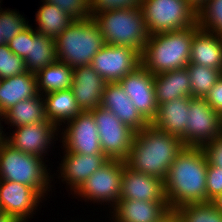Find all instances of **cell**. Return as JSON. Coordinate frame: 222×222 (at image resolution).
I'll return each instance as SVG.
<instances>
[{
	"label": "cell",
	"instance_id": "obj_19",
	"mask_svg": "<svg viewBox=\"0 0 222 222\" xmlns=\"http://www.w3.org/2000/svg\"><path fill=\"white\" fill-rule=\"evenodd\" d=\"M60 164L62 181L70 185V190L74 193L84 184V182L99 168L105 165L110 159L104 154H78L67 152Z\"/></svg>",
	"mask_w": 222,
	"mask_h": 222
},
{
	"label": "cell",
	"instance_id": "obj_33",
	"mask_svg": "<svg viewBox=\"0 0 222 222\" xmlns=\"http://www.w3.org/2000/svg\"><path fill=\"white\" fill-rule=\"evenodd\" d=\"M27 72L24 59L14 54L8 44L0 45V77L6 79Z\"/></svg>",
	"mask_w": 222,
	"mask_h": 222
},
{
	"label": "cell",
	"instance_id": "obj_23",
	"mask_svg": "<svg viewBox=\"0 0 222 222\" xmlns=\"http://www.w3.org/2000/svg\"><path fill=\"white\" fill-rule=\"evenodd\" d=\"M36 74L24 72L23 74L2 79L0 86V113L22 100L38 96Z\"/></svg>",
	"mask_w": 222,
	"mask_h": 222
},
{
	"label": "cell",
	"instance_id": "obj_32",
	"mask_svg": "<svg viewBox=\"0 0 222 222\" xmlns=\"http://www.w3.org/2000/svg\"><path fill=\"white\" fill-rule=\"evenodd\" d=\"M198 26L222 36V0H206L197 11Z\"/></svg>",
	"mask_w": 222,
	"mask_h": 222
},
{
	"label": "cell",
	"instance_id": "obj_5",
	"mask_svg": "<svg viewBox=\"0 0 222 222\" xmlns=\"http://www.w3.org/2000/svg\"><path fill=\"white\" fill-rule=\"evenodd\" d=\"M93 19L100 28L105 44L127 46L136 49L140 54L143 52L150 34L141 9L110 10L96 15Z\"/></svg>",
	"mask_w": 222,
	"mask_h": 222
},
{
	"label": "cell",
	"instance_id": "obj_25",
	"mask_svg": "<svg viewBox=\"0 0 222 222\" xmlns=\"http://www.w3.org/2000/svg\"><path fill=\"white\" fill-rule=\"evenodd\" d=\"M45 101V116L57 127L72 120L81 113L71 89L55 91L43 95Z\"/></svg>",
	"mask_w": 222,
	"mask_h": 222
},
{
	"label": "cell",
	"instance_id": "obj_39",
	"mask_svg": "<svg viewBox=\"0 0 222 222\" xmlns=\"http://www.w3.org/2000/svg\"><path fill=\"white\" fill-rule=\"evenodd\" d=\"M203 149L206 152L209 163L222 168V134L212 142L206 144Z\"/></svg>",
	"mask_w": 222,
	"mask_h": 222
},
{
	"label": "cell",
	"instance_id": "obj_31",
	"mask_svg": "<svg viewBox=\"0 0 222 222\" xmlns=\"http://www.w3.org/2000/svg\"><path fill=\"white\" fill-rule=\"evenodd\" d=\"M173 213L182 222H222V212L212 202L183 205Z\"/></svg>",
	"mask_w": 222,
	"mask_h": 222
},
{
	"label": "cell",
	"instance_id": "obj_36",
	"mask_svg": "<svg viewBox=\"0 0 222 222\" xmlns=\"http://www.w3.org/2000/svg\"><path fill=\"white\" fill-rule=\"evenodd\" d=\"M143 0H90V16L117 9L142 8Z\"/></svg>",
	"mask_w": 222,
	"mask_h": 222
},
{
	"label": "cell",
	"instance_id": "obj_35",
	"mask_svg": "<svg viewBox=\"0 0 222 222\" xmlns=\"http://www.w3.org/2000/svg\"><path fill=\"white\" fill-rule=\"evenodd\" d=\"M58 6L74 20H87L90 16V0H43Z\"/></svg>",
	"mask_w": 222,
	"mask_h": 222
},
{
	"label": "cell",
	"instance_id": "obj_42",
	"mask_svg": "<svg viewBox=\"0 0 222 222\" xmlns=\"http://www.w3.org/2000/svg\"><path fill=\"white\" fill-rule=\"evenodd\" d=\"M212 204L222 212V194L213 199Z\"/></svg>",
	"mask_w": 222,
	"mask_h": 222
},
{
	"label": "cell",
	"instance_id": "obj_12",
	"mask_svg": "<svg viewBox=\"0 0 222 222\" xmlns=\"http://www.w3.org/2000/svg\"><path fill=\"white\" fill-rule=\"evenodd\" d=\"M141 116L150 124L157 115L154 75L142 64L119 81Z\"/></svg>",
	"mask_w": 222,
	"mask_h": 222
},
{
	"label": "cell",
	"instance_id": "obj_18",
	"mask_svg": "<svg viewBox=\"0 0 222 222\" xmlns=\"http://www.w3.org/2000/svg\"><path fill=\"white\" fill-rule=\"evenodd\" d=\"M101 106L110 110L122 123L135 132L149 124L135 108L119 82L106 83Z\"/></svg>",
	"mask_w": 222,
	"mask_h": 222
},
{
	"label": "cell",
	"instance_id": "obj_20",
	"mask_svg": "<svg viewBox=\"0 0 222 222\" xmlns=\"http://www.w3.org/2000/svg\"><path fill=\"white\" fill-rule=\"evenodd\" d=\"M113 209L115 222H163L172 213L168 202L137 199L119 200Z\"/></svg>",
	"mask_w": 222,
	"mask_h": 222
},
{
	"label": "cell",
	"instance_id": "obj_6",
	"mask_svg": "<svg viewBox=\"0 0 222 222\" xmlns=\"http://www.w3.org/2000/svg\"><path fill=\"white\" fill-rule=\"evenodd\" d=\"M42 160L43 157L24 153L4 140L0 144V180L28 185L44 197L51 187V176Z\"/></svg>",
	"mask_w": 222,
	"mask_h": 222
},
{
	"label": "cell",
	"instance_id": "obj_2",
	"mask_svg": "<svg viewBox=\"0 0 222 222\" xmlns=\"http://www.w3.org/2000/svg\"><path fill=\"white\" fill-rule=\"evenodd\" d=\"M185 148L179 137L155 128L151 123L135 132L125 164L132 171L167 178L169 168L177 155Z\"/></svg>",
	"mask_w": 222,
	"mask_h": 222
},
{
	"label": "cell",
	"instance_id": "obj_1",
	"mask_svg": "<svg viewBox=\"0 0 222 222\" xmlns=\"http://www.w3.org/2000/svg\"><path fill=\"white\" fill-rule=\"evenodd\" d=\"M208 158L202 147H185L174 159L164 181L169 209L207 202Z\"/></svg>",
	"mask_w": 222,
	"mask_h": 222
},
{
	"label": "cell",
	"instance_id": "obj_3",
	"mask_svg": "<svg viewBox=\"0 0 222 222\" xmlns=\"http://www.w3.org/2000/svg\"><path fill=\"white\" fill-rule=\"evenodd\" d=\"M198 24L150 35L141 53V64L153 75L189 64L191 44Z\"/></svg>",
	"mask_w": 222,
	"mask_h": 222
},
{
	"label": "cell",
	"instance_id": "obj_17",
	"mask_svg": "<svg viewBox=\"0 0 222 222\" xmlns=\"http://www.w3.org/2000/svg\"><path fill=\"white\" fill-rule=\"evenodd\" d=\"M106 81L88 64L73 69L71 90L81 111L101 106Z\"/></svg>",
	"mask_w": 222,
	"mask_h": 222
},
{
	"label": "cell",
	"instance_id": "obj_22",
	"mask_svg": "<svg viewBox=\"0 0 222 222\" xmlns=\"http://www.w3.org/2000/svg\"><path fill=\"white\" fill-rule=\"evenodd\" d=\"M189 63L222 71V36L198 27L194 31Z\"/></svg>",
	"mask_w": 222,
	"mask_h": 222
},
{
	"label": "cell",
	"instance_id": "obj_8",
	"mask_svg": "<svg viewBox=\"0 0 222 222\" xmlns=\"http://www.w3.org/2000/svg\"><path fill=\"white\" fill-rule=\"evenodd\" d=\"M90 112L98 127L103 154L109 159L124 161L130 152L135 131L102 106Z\"/></svg>",
	"mask_w": 222,
	"mask_h": 222
},
{
	"label": "cell",
	"instance_id": "obj_10",
	"mask_svg": "<svg viewBox=\"0 0 222 222\" xmlns=\"http://www.w3.org/2000/svg\"><path fill=\"white\" fill-rule=\"evenodd\" d=\"M122 172L123 160L110 159L97 169L74 194L85 198V201L88 199V201L100 203L110 202L114 207L120 199Z\"/></svg>",
	"mask_w": 222,
	"mask_h": 222
},
{
	"label": "cell",
	"instance_id": "obj_7",
	"mask_svg": "<svg viewBox=\"0 0 222 222\" xmlns=\"http://www.w3.org/2000/svg\"><path fill=\"white\" fill-rule=\"evenodd\" d=\"M141 10L150 35L197 25V10L187 0H143Z\"/></svg>",
	"mask_w": 222,
	"mask_h": 222
},
{
	"label": "cell",
	"instance_id": "obj_26",
	"mask_svg": "<svg viewBox=\"0 0 222 222\" xmlns=\"http://www.w3.org/2000/svg\"><path fill=\"white\" fill-rule=\"evenodd\" d=\"M57 61L56 41L32 29L28 56L24 59L27 71L37 74L41 69Z\"/></svg>",
	"mask_w": 222,
	"mask_h": 222
},
{
	"label": "cell",
	"instance_id": "obj_47",
	"mask_svg": "<svg viewBox=\"0 0 222 222\" xmlns=\"http://www.w3.org/2000/svg\"><path fill=\"white\" fill-rule=\"evenodd\" d=\"M163 222H169V216Z\"/></svg>",
	"mask_w": 222,
	"mask_h": 222
},
{
	"label": "cell",
	"instance_id": "obj_4",
	"mask_svg": "<svg viewBox=\"0 0 222 222\" xmlns=\"http://www.w3.org/2000/svg\"><path fill=\"white\" fill-rule=\"evenodd\" d=\"M55 41L57 61L73 69L90 64L105 45L100 28L93 18L74 20Z\"/></svg>",
	"mask_w": 222,
	"mask_h": 222
},
{
	"label": "cell",
	"instance_id": "obj_27",
	"mask_svg": "<svg viewBox=\"0 0 222 222\" xmlns=\"http://www.w3.org/2000/svg\"><path fill=\"white\" fill-rule=\"evenodd\" d=\"M41 94L26 100H22L7 110L2 119H7V124L21 127L29 124H37L46 119L45 101Z\"/></svg>",
	"mask_w": 222,
	"mask_h": 222
},
{
	"label": "cell",
	"instance_id": "obj_38",
	"mask_svg": "<svg viewBox=\"0 0 222 222\" xmlns=\"http://www.w3.org/2000/svg\"><path fill=\"white\" fill-rule=\"evenodd\" d=\"M29 40H32V27L29 25L9 41V49L22 59L28 56Z\"/></svg>",
	"mask_w": 222,
	"mask_h": 222
},
{
	"label": "cell",
	"instance_id": "obj_21",
	"mask_svg": "<svg viewBox=\"0 0 222 222\" xmlns=\"http://www.w3.org/2000/svg\"><path fill=\"white\" fill-rule=\"evenodd\" d=\"M192 97H179L158 105L157 115L151 124L165 133L180 139L188 123L189 104Z\"/></svg>",
	"mask_w": 222,
	"mask_h": 222
},
{
	"label": "cell",
	"instance_id": "obj_40",
	"mask_svg": "<svg viewBox=\"0 0 222 222\" xmlns=\"http://www.w3.org/2000/svg\"><path fill=\"white\" fill-rule=\"evenodd\" d=\"M206 102L222 116V76L205 97Z\"/></svg>",
	"mask_w": 222,
	"mask_h": 222
},
{
	"label": "cell",
	"instance_id": "obj_16",
	"mask_svg": "<svg viewBox=\"0 0 222 222\" xmlns=\"http://www.w3.org/2000/svg\"><path fill=\"white\" fill-rule=\"evenodd\" d=\"M16 128L14 134H11L10 138L6 136L5 140L15 149L40 157H43V153L47 152V148H50L48 147L52 143L50 141L54 140V135L59 129L48 119L37 124Z\"/></svg>",
	"mask_w": 222,
	"mask_h": 222
},
{
	"label": "cell",
	"instance_id": "obj_28",
	"mask_svg": "<svg viewBox=\"0 0 222 222\" xmlns=\"http://www.w3.org/2000/svg\"><path fill=\"white\" fill-rule=\"evenodd\" d=\"M36 79L38 93L42 91V96L55 91L68 90L72 85L73 68L66 63L56 61L41 69L36 74Z\"/></svg>",
	"mask_w": 222,
	"mask_h": 222
},
{
	"label": "cell",
	"instance_id": "obj_30",
	"mask_svg": "<svg viewBox=\"0 0 222 222\" xmlns=\"http://www.w3.org/2000/svg\"><path fill=\"white\" fill-rule=\"evenodd\" d=\"M186 69L190 79L192 98L205 99L222 76V71L198 64L189 63Z\"/></svg>",
	"mask_w": 222,
	"mask_h": 222
},
{
	"label": "cell",
	"instance_id": "obj_44",
	"mask_svg": "<svg viewBox=\"0 0 222 222\" xmlns=\"http://www.w3.org/2000/svg\"><path fill=\"white\" fill-rule=\"evenodd\" d=\"M169 222H182L173 212L169 215Z\"/></svg>",
	"mask_w": 222,
	"mask_h": 222
},
{
	"label": "cell",
	"instance_id": "obj_34",
	"mask_svg": "<svg viewBox=\"0 0 222 222\" xmlns=\"http://www.w3.org/2000/svg\"><path fill=\"white\" fill-rule=\"evenodd\" d=\"M21 16L16 11L12 10H4L2 8L0 10V27L2 30V36L4 38L5 43H9L11 39H13L17 34L21 33L25 28H27L28 22H26L25 18Z\"/></svg>",
	"mask_w": 222,
	"mask_h": 222
},
{
	"label": "cell",
	"instance_id": "obj_29",
	"mask_svg": "<svg viewBox=\"0 0 222 222\" xmlns=\"http://www.w3.org/2000/svg\"><path fill=\"white\" fill-rule=\"evenodd\" d=\"M36 12L37 32L54 40L74 21L58 6L46 3Z\"/></svg>",
	"mask_w": 222,
	"mask_h": 222
},
{
	"label": "cell",
	"instance_id": "obj_15",
	"mask_svg": "<svg viewBox=\"0 0 222 222\" xmlns=\"http://www.w3.org/2000/svg\"><path fill=\"white\" fill-rule=\"evenodd\" d=\"M134 199L151 202H167L164 180L132 171L126 166L125 161H123L119 200Z\"/></svg>",
	"mask_w": 222,
	"mask_h": 222
},
{
	"label": "cell",
	"instance_id": "obj_46",
	"mask_svg": "<svg viewBox=\"0 0 222 222\" xmlns=\"http://www.w3.org/2000/svg\"><path fill=\"white\" fill-rule=\"evenodd\" d=\"M3 44H6V43H5L4 38L2 36V30H1V27H0V45H3Z\"/></svg>",
	"mask_w": 222,
	"mask_h": 222
},
{
	"label": "cell",
	"instance_id": "obj_24",
	"mask_svg": "<svg viewBox=\"0 0 222 222\" xmlns=\"http://www.w3.org/2000/svg\"><path fill=\"white\" fill-rule=\"evenodd\" d=\"M157 104L179 97H191V85L186 67L154 75Z\"/></svg>",
	"mask_w": 222,
	"mask_h": 222
},
{
	"label": "cell",
	"instance_id": "obj_43",
	"mask_svg": "<svg viewBox=\"0 0 222 222\" xmlns=\"http://www.w3.org/2000/svg\"><path fill=\"white\" fill-rule=\"evenodd\" d=\"M197 11L206 2V0H187Z\"/></svg>",
	"mask_w": 222,
	"mask_h": 222
},
{
	"label": "cell",
	"instance_id": "obj_37",
	"mask_svg": "<svg viewBox=\"0 0 222 222\" xmlns=\"http://www.w3.org/2000/svg\"><path fill=\"white\" fill-rule=\"evenodd\" d=\"M207 202L222 194V168L213 166L208 161L206 175Z\"/></svg>",
	"mask_w": 222,
	"mask_h": 222
},
{
	"label": "cell",
	"instance_id": "obj_9",
	"mask_svg": "<svg viewBox=\"0 0 222 222\" xmlns=\"http://www.w3.org/2000/svg\"><path fill=\"white\" fill-rule=\"evenodd\" d=\"M181 141L185 147H204L222 134V116L205 99L193 98Z\"/></svg>",
	"mask_w": 222,
	"mask_h": 222
},
{
	"label": "cell",
	"instance_id": "obj_11",
	"mask_svg": "<svg viewBox=\"0 0 222 222\" xmlns=\"http://www.w3.org/2000/svg\"><path fill=\"white\" fill-rule=\"evenodd\" d=\"M90 65L106 82H119L141 65V54L131 47L105 44Z\"/></svg>",
	"mask_w": 222,
	"mask_h": 222
},
{
	"label": "cell",
	"instance_id": "obj_45",
	"mask_svg": "<svg viewBox=\"0 0 222 222\" xmlns=\"http://www.w3.org/2000/svg\"><path fill=\"white\" fill-rule=\"evenodd\" d=\"M3 115L0 113V118L2 117ZM2 125H1V122H0V144L5 140V138L6 137H4V136H6V135H3L2 134V132H3V127H1ZM2 128V129H1ZM2 130V131H1Z\"/></svg>",
	"mask_w": 222,
	"mask_h": 222
},
{
	"label": "cell",
	"instance_id": "obj_41",
	"mask_svg": "<svg viewBox=\"0 0 222 222\" xmlns=\"http://www.w3.org/2000/svg\"><path fill=\"white\" fill-rule=\"evenodd\" d=\"M0 222H20V221L11 215L0 212Z\"/></svg>",
	"mask_w": 222,
	"mask_h": 222
},
{
	"label": "cell",
	"instance_id": "obj_14",
	"mask_svg": "<svg viewBox=\"0 0 222 222\" xmlns=\"http://www.w3.org/2000/svg\"><path fill=\"white\" fill-rule=\"evenodd\" d=\"M41 198L44 197L28 185L0 180V211L20 222H27Z\"/></svg>",
	"mask_w": 222,
	"mask_h": 222
},
{
	"label": "cell",
	"instance_id": "obj_13",
	"mask_svg": "<svg viewBox=\"0 0 222 222\" xmlns=\"http://www.w3.org/2000/svg\"><path fill=\"white\" fill-rule=\"evenodd\" d=\"M63 134V147L67 152L78 154H103L98 127L90 111H82L68 121Z\"/></svg>",
	"mask_w": 222,
	"mask_h": 222
}]
</instances>
